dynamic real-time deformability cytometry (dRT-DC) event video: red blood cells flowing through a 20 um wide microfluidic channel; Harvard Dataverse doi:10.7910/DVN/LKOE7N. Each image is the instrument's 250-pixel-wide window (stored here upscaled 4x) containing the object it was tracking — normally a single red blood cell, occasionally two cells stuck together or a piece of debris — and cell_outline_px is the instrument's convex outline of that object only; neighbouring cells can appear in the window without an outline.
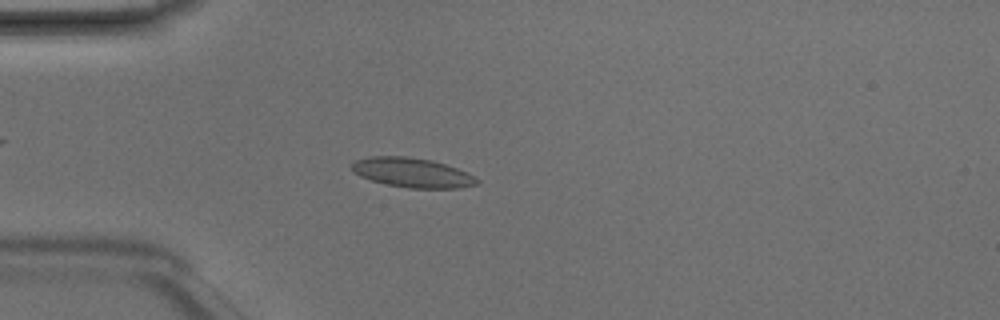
{"species": "Egyptian fruit bat (a non-hibernating species)", "species_latin": "Rousettus aegyptiacus", "temperature_condition": "room temperature", "stored_images_in_passage": 4, "camera_frame_rate_fps": 3000, "um_per_image_px": 0.085, "animal": {"sex": "male"}, "frame": {"image": 1, "passage_image": 3, "time_ms": 0.667, "image_size_px": [1000, 320], "cell_outline_px": [[480, 180], [476, 184], [460, 188], [408, 188], [388, 184], [372, 180], [360, 176], [352, 172], [352, 164], [356, 160], [368, 156], [404, 156], [432, 160], [468, 172]], "centroid_in_image_um": [35.04, 14.67], "position_along_channel_um": 50.0, "area_um2": 21.44}}